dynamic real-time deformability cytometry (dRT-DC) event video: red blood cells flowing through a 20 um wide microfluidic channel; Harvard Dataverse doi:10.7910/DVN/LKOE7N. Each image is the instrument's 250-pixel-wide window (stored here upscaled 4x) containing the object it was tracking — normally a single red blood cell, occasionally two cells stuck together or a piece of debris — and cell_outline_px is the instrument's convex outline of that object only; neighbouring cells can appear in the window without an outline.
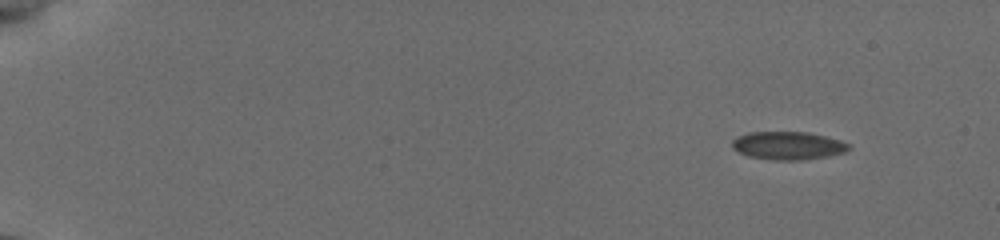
{"species": "common noctule bat (a hibernating species)", "species_latin": "Nyctalus noctula", "temperature_condition": "cold", "stored_images_in_passage": 43, "camera_frame_rate_fps": 3000, "um_per_image_px": 0.085, "animal": {"sex": "female", "body_mass_g": 19.5, "forearm_length_mm": 54.1}, "frame": {"image": 1, "passage_image": 1, "time_ms": 0.0, "image_size_px": [1000, 240], "cell_outline_px": [[852, 148], [844, 152], [828, 156], [800, 160], [772, 160], [748, 156], [732, 148], [732, 140], [748, 132], [808, 132], [840, 140], [852, 144]], "centroid_in_image_um": [67.01, 12.38], "position_along_channel_um": 18.0, "area_um2": 19.07}}
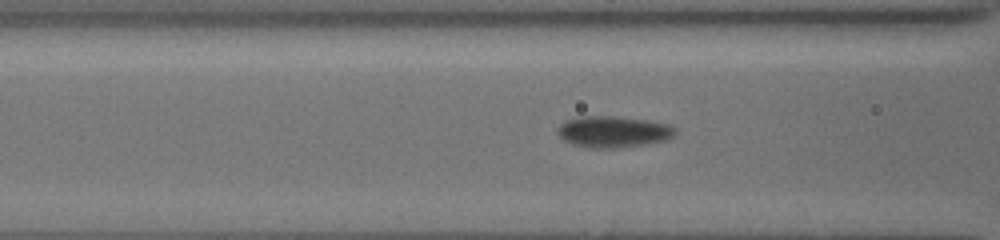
{"frame": {"image": 2, "passage_image": 25, "time_ms": 6.333, "image_size_px": [1000, 240], "cell_outline_px": [[676, 132], [668, 140], [648, 144], [616, 148], [588, 148], [572, 144], [564, 140], [556, 132], [556, 128], [564, 120], [584, 116], [612, 116], [644, 120], [668, 124], [676, 128]], "centroid_in_image_um": [52.1, 11.21], "position_along_channel_um": 114.5, "area_um2": 21.62}}
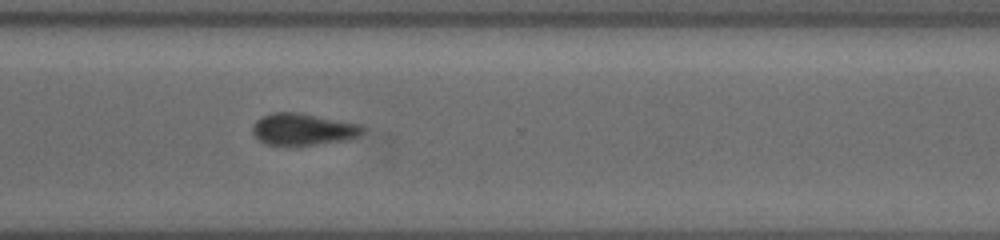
{"frame": {"image": 3, "passage_image": 42, "time_ms": 12.333, "image_size_px": [1000, 240], "cell_outline_px": [[364, 128], [360, 136], [352, 140], [312, 144], [268, 144], [260, 140], [252, 132], [252, 128], [256, 120], [272, 112], [296, 112], [364, 124]], "centroid_in_image_um": [25.84, 10.97], "position_along_channel_um": 344.8, "area_um2": 20.29}}